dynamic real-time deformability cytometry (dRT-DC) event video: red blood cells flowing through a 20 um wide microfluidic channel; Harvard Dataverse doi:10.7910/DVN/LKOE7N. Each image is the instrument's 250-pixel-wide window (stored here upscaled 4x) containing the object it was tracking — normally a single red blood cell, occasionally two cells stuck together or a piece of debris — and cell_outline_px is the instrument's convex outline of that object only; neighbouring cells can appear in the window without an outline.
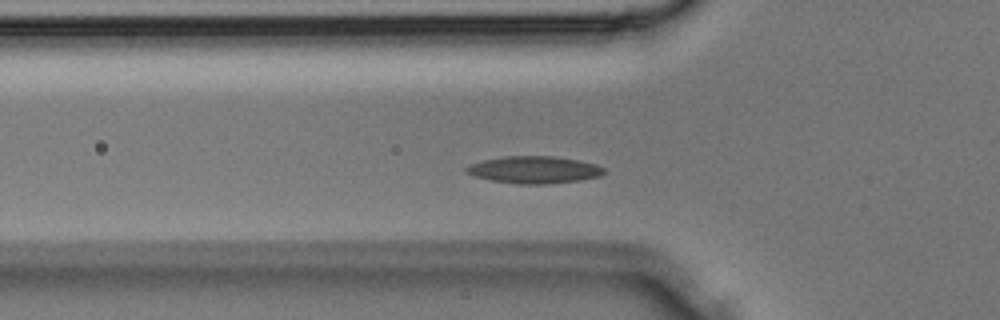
{"species": "Egyptian fruit bat (a non-hibernating species)", "species_latin": "Rousettus aegyptiacus", "temperature_condition": "room temperature", "stored_images_in_passage": 30, "camera_frame_rate_fps": 3000, "um_per_image_px": 0.085, "animal": {"sex": "male"}, "frame": {"image": 1, "passage_image": 6, "time_ms": 1.667, "image_size_px": [1000, 320], "cell_outline_px": [[604, 172], [600, 176], [580, 180], [552, 184], [520, 184], [492, 180], [476, 176], [464, 172], [464, 168], [480, 160], [504, 156], [552, 156], [580, 160], [596, 164], [604, 168]], "centroid_in_image_um": [45.4, 14.43], "position_along_channel_um": 80.4, "area_um2": 21.85}}
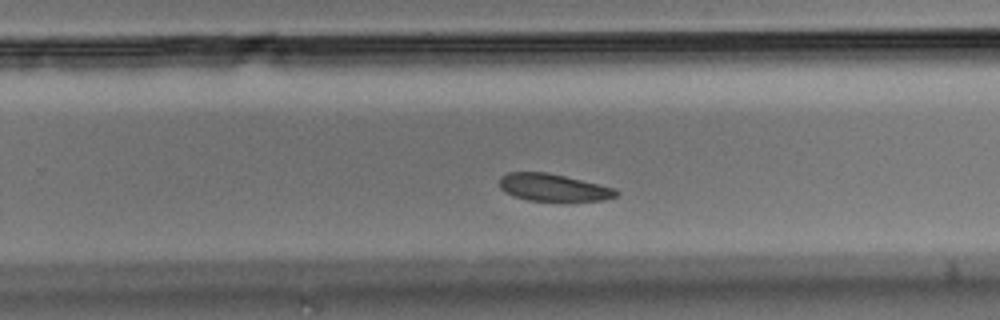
{"frame": {"image": 2, "passage_image": 17, "time_ms": 5.333, "image_size_px": [1000, 320], "cell_outline_px": [[620, 192], [616, 196], [604, 200], [528, 200], [512, 196], [504, 192], [500, 188], [500, 176], [508, 172], [548, 172], [616, 188]], "centroid_in_image_um": [47.01, 15.92], "position_along_channel_um": 282.8, "area_um2": 18.5}}
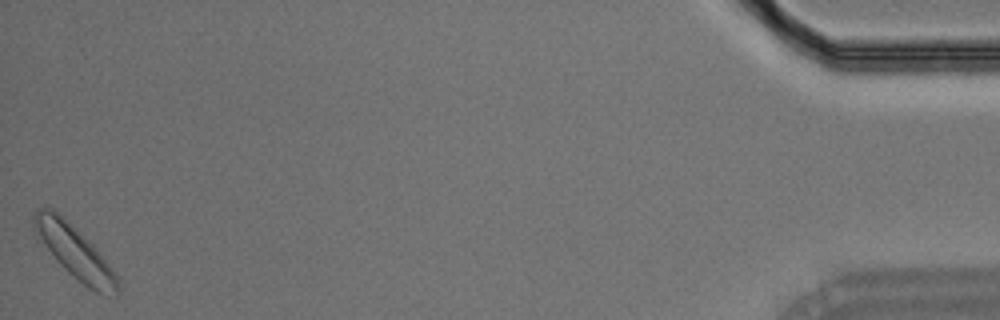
{"frame": {"image": 3, "passage_image": 30, "time_ms": 9.667, "image_size_px": [1000, 320], "cell_outline_px": [[120, 292], [116, 296], [104, 296], [88, 288], [72, 276], [36, 240], [32, 228], [32, 212], [44, 204], [52, 208], [92, 244], [100, 252], [112, 268], [120, 284]], "centroid_in_image_um": [6.29, 21.41], "position_along_channel_um": 428.9, "area_um2": 26.3}}